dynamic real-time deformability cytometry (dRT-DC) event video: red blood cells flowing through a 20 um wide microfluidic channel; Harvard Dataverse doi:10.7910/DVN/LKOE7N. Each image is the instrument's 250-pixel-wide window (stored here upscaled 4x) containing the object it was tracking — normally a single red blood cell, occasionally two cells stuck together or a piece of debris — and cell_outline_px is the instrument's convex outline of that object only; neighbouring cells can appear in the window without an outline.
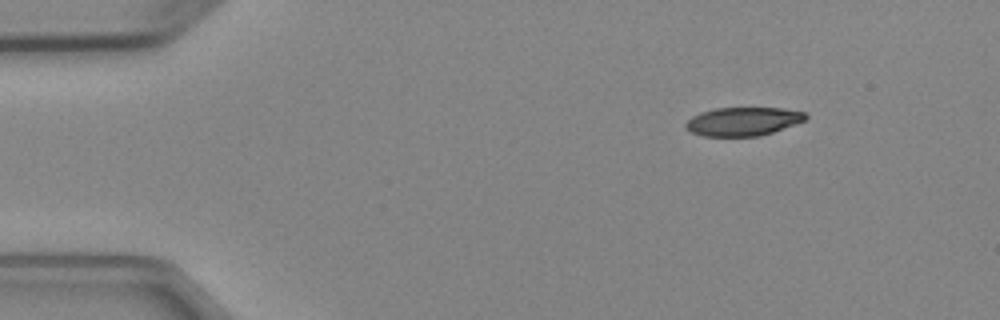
{"species": "Egyptian fruit bat (a non-hibernating species)", "species_latin": "Rousettus aegyptiacus", "temperature_condition": "cold", "stored_images_in_passage": 4, "camera_frame_rate_fps": 3000, "um_per_image_px": 0.085, "animal": {"sex": "female"}, "frame": {"image": 1, "passage_image": 1, "time_ms": 0.0, "image_size_px": [1000, 320], "cell_outline_px": [[808, 116], [804, 120], [772, 132], [760, 136], [704, 136], [692, 132], [684, 124], [692, 116], [700, 112], [716, 108], [784, 108], [804, 112]], "centroid_in_image_um": [63.14, 10.31], "position_along_channel_um": 21.9, "area_um2": 19.71}}
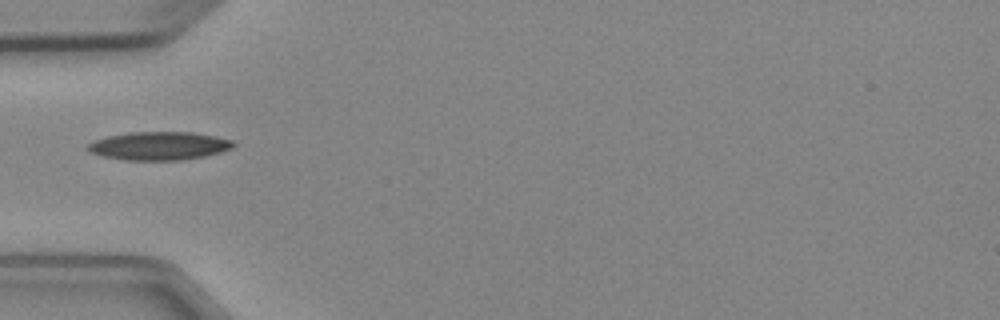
{"frame": {"image": 2, "passage_image": 4, "time_ms": 3.333, "image_size_px": [1000, 320], "cell_outline_px": [[236, 144], [232, 148], [220, 152], [204, 156], [180, 160], [128, 160], [100, 156], [84, 148], [88, 144], [96, 140], [108, 136], [128, 132], [192, 132], [216, 136], [232, 140]], "centroid_in_image_um": [13.52, 12.39], "position_along_channel_um": 71.5, "area_um2": 23.99}}